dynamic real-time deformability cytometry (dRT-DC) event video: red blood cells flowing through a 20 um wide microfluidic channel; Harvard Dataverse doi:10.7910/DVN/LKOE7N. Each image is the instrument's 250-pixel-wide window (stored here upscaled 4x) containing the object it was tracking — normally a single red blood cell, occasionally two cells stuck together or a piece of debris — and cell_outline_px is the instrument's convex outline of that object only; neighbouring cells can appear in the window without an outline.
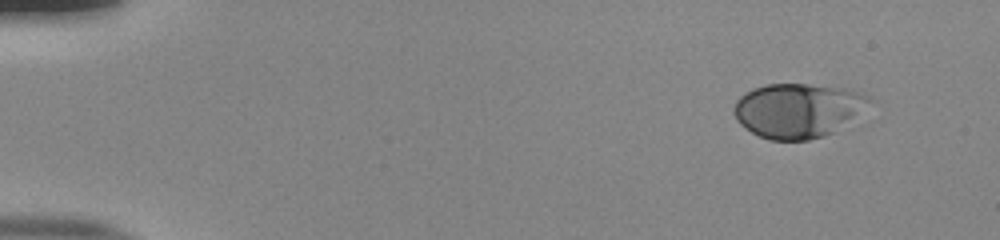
{"species": "human", "species_latin": "Homo sapiens", "temperature_condition": "room temperature", "stored_images_in_passage": 49, "camera_frame_rate_fps": 3000, "um_per_image_px": 0.085, "donor": {"sex": "male"}, "frame": {"image": 1, "passage_image": 1, "time_ms": 0.0, "image_size_px": [1000, 240], "cell_outline_px": [[868, 100], [832, 132], [824, 136], [808, 140], [768, 140], [752, 132], [740, 124], [736, 120], [736, 100], [740, 96], [752, 88], [768, 84], [808, 84], [844, 88], [868, 96]], "centroid_in_image_um": [67.67, 9.38], "position_along_channel_um": 17.3, "area_um2": 41.33}}
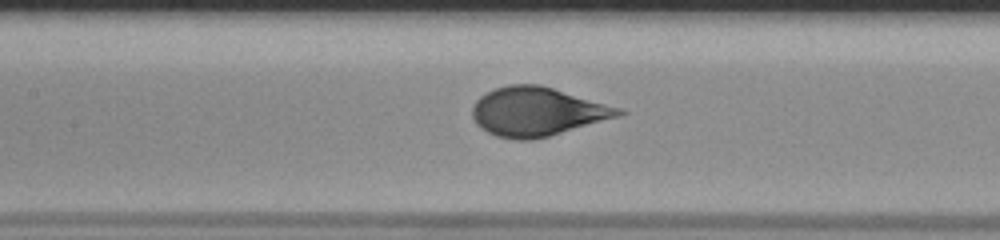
{"frame": {"image": 2, "passage_image": 22, "time_ms": 7.0, "image_size_px": [1000, 240], "cell_outline_px": [[628, 112], [620, 116], [548, 136], [532, 140], [520, 140], [496, 136], [488, 132], [476, 124], [472, 116], [472, 108], [476, 100], [480, 96], [492, 88], [508, 84], [540, 84], [620, 108]], "centroid_in_image_um": [45.62, 9.48], "position_along_channel_um": 161.8, "area_um2": 41.44}}
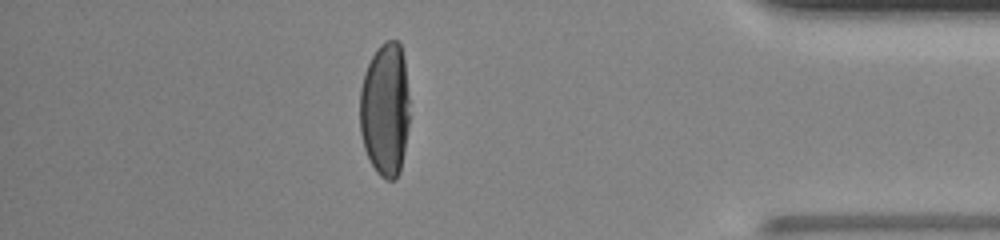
{"frame": {"image": 3, "passage_image": 43, "time_ms": 14.0, "image_size_px": [1000, 240], "cell_outline_px": [[408, 124], [400, 172], [396, 180], [388, 180], [380, 176], [376, 172], [364, 148], [360, 132], [360, 88], [364, 72], [376, 48], [380, 44], [388, 40], [396, 40], [400, 44], [404, 60], [408, 96]], "centroid_in_image_um": [32.71, 9.3], "position_along_channel_um": 402.5, "area_um2": 38.73}}